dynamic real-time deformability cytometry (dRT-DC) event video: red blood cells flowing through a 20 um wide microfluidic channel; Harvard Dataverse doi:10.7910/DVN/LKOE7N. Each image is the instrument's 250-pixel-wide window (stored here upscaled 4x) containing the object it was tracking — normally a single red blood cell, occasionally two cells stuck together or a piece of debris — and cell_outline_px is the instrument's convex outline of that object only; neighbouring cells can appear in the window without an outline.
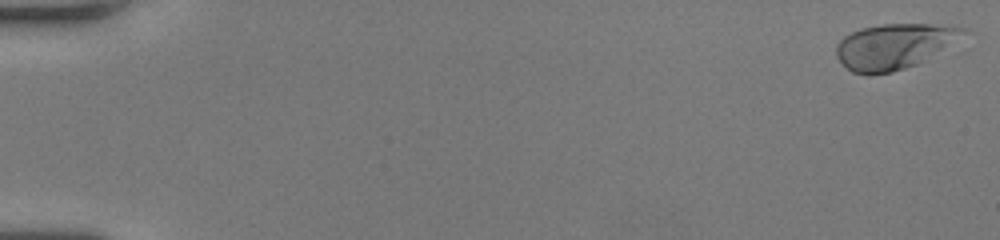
{"species": "human", "species_latin": "Homo sapiens", "temperature_condition": "room temperature", "stored_images_in_passage": 53, "camera_frame_rate_fps": 3000, "um_per_image_px": 0.085, "donor": {"sex": "female"}, "frame": {"image": 1, "passage_image": 1, "time_ms": 0.0, "image_size_px": [1000, 240], "cell_outline_px": [[964, 32], [916, 64], [892, 72], [852, 72], [836, 56], [836, 44], [844, 36], [860, 28], [880, 24], [948, 24], [964, 28]], "centroid_in_image_um": [75.89, 3.89], "position_along_channel_um": 9.1, "area_um2": 32.08}}
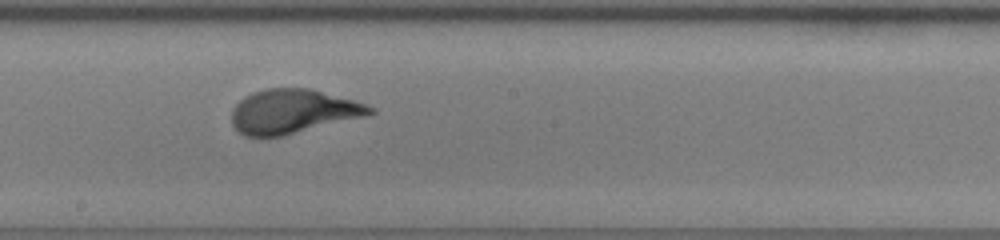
{"frame": {"image": 2, "passage_image": 31, "time_ms": 10.0, "image_size_px": [1000, 240], "cell_outline_px": [[376, 112], [364, 116], [280, 136], [244, 136], [232, 124], [232, 108], [244, 96], [252, 92], [268, 88], [308, 88], [352, 100], [376, 108]], "centroid_in_image_um": [24.85, 9.46], "position_along_channel_um": 223.3, "area_um2": 34.97}}
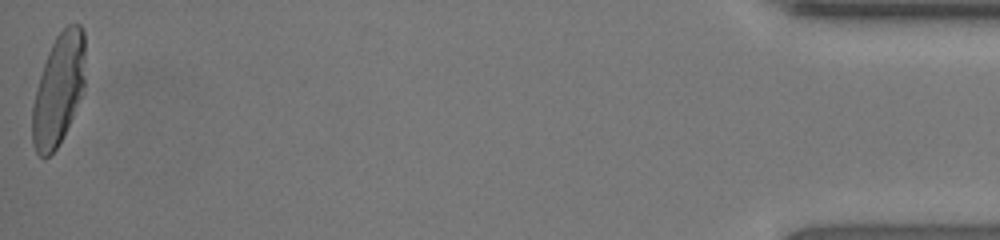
{"frame": {"image": 3, "passage_image": 53, "time_ms": 17.333, "image_size_px": [1000, 240], "cell_outline_px": [[84, 92], [56, 148], [48, 156], [40, 156], [36, 152], [32, 144], [32, 108], [36, 88], [48, 52], [56, 36], [68, 24], [80, 24], [84, 32]], "centroid_in_image_um": [4.97, 7.59], "position_along_channel_um": 430.2, "area_um2": 33.87}, "authors_computed_cell_mechanics": {"area_um2": 33.8708, "velocity_mm_per_s": 4.0515, "shape_relaxation_time_tau1_ms": 2.5837, "shape_relaxation_time_tau2_ms": null, "deformation_change_tau1": 0.165, "deformation_change_tau2": null}}